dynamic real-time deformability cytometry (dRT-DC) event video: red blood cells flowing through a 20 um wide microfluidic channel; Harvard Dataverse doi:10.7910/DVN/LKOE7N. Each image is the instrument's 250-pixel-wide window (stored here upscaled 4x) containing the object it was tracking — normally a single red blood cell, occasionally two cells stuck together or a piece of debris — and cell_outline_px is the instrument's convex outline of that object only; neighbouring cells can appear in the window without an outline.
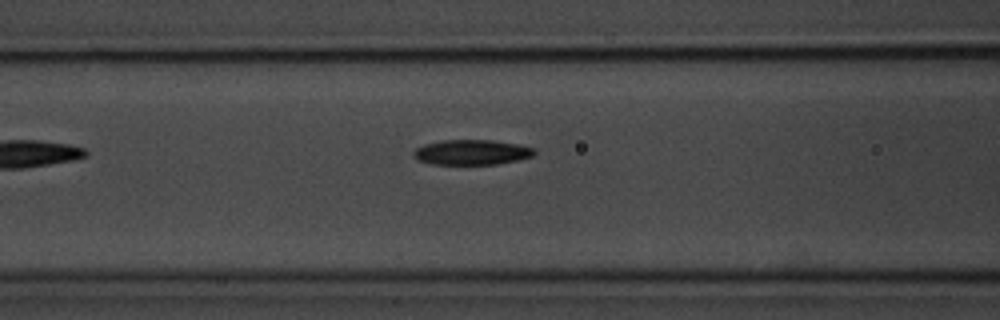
{"species": "common noctule bat (a hibernating species)", "species_latin": "Nyctalus noctula", "temperature_condition": "room temperature", "stored_images_in_passage": 18, "camera_frame_rate_fps": 3000, "um_per_image_px": 0.085, "animal": {"sex": "male", "body_mass_g": 20.1, "forearm_length_mm": 53.5}, "frame": {"image": 1, "passage_image": 6, "time_ms": 1.667, "image_size_px": [1000, 320], "cell_outline_px": [[536, 152], [532, 156], [500, 164], [428, 164], [416, 160], [412, 156], [412, 152], [416, 148], [424, 144], [440, 140], [492, 140], [520, 144], [536, 148]], "centroid_in_image_um": [40.06, 12.94], "position_along_channel_um": 126.5, "area_um2": 17.98}}
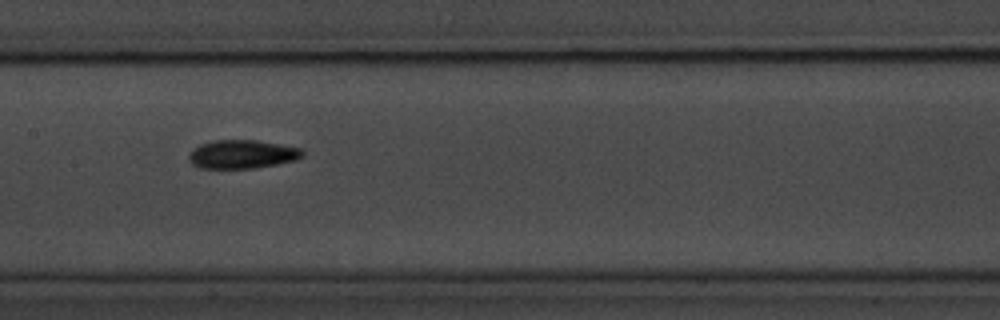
{"frame": {"image": 2, "passage_image": 11, "time_ms": 3.333, "image_size_px": [1000, 320], "cell_outline_px": [[304, 156], [296, 160], [256, 168], [200, 168], [192, 164], [188, 160], [188, 156], [192, 148], [200, 144], [212, 140], [256, 140], [280, 144], [300, 148], [304, 152]], "centroid_in_image_um": [20.56, 13.11], "position_along_channel_um": 186.8, "area_um2": 19.07}}